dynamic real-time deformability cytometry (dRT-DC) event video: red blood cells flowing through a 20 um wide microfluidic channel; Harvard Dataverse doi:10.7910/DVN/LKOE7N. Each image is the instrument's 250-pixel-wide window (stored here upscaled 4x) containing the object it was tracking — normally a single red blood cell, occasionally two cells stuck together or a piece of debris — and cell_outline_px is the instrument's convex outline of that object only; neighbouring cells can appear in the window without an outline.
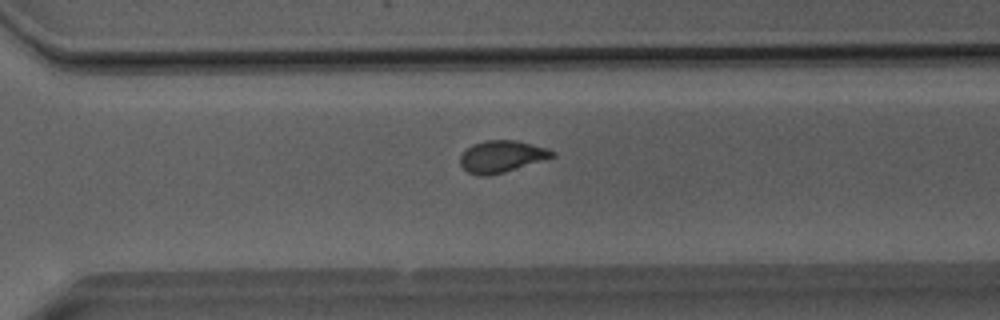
{"species": "Egyptian fruit bat (a non-hibernating species)", "species_latin": "Rousettus aegyptiacus", "temperature_condition": "room temperature", "stored_images_in_passage": 37, "camera_frame_rate_fps": 3000, "um_per_image_px": 0.085, "animal": {"sex": "male"}, "frame": {"image": 1, "passage_image": 32, "time_ms": 10.333, "image_size_px": [1000, 320], "cell_outline_px": [[556, 156], [504, 172], [488, 176], [480, 176], [468, 172], [460, 164], [460, 156], [472, 144], [484, 140], [516, 140], [548, 148], [556, 152]], "centroid_in_image_um": [42.65, 13.29], "position_along_channel_um": 327.9, "area_um2": 17.05}}